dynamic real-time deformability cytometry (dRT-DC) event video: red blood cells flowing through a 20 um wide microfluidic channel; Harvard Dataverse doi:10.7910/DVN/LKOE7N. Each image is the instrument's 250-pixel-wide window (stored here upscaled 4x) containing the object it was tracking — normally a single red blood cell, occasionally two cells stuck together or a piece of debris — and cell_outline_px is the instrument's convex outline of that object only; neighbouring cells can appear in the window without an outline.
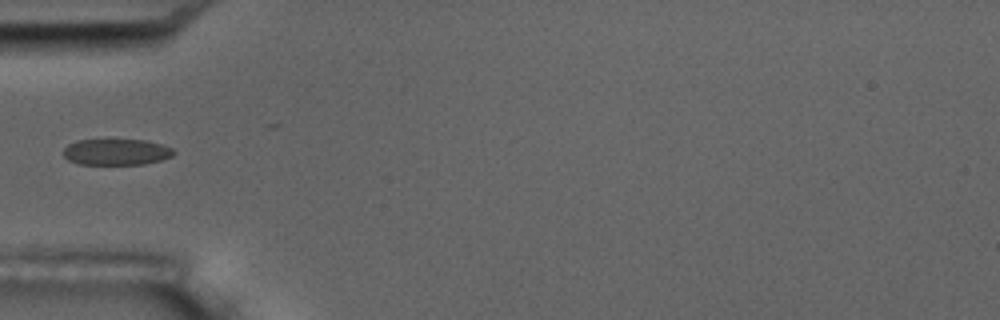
{"species": "common noctule bat (a hibernating species)", "species_latin": "Nyctalus noctula", "temperature_condition": "room temperature", "stored_images_in_passage": 5, "camera_frame_rate_fps": 3000, "um_per_image_px": 0.085, "animal": {"sex": "male", "body_mass_g": 17.5, "forearm_length_mm": 52.3}, "frame": {"image": 1, "passage_image": 5, "time_ms": 4.667, "image_size_px": [1000, 320], "cell_outline_px": [[176, 152], [172, 156], [160, 160], [144, 164], [80, 164], [68, 160], [64, 156], [64, 148], [68, 144], [76, 140], [144, 140], [160, 144], [172, 148]], "centroid_in_image_um": [9.88, 12.92], "position_along_channel_um": 75.1, "area_um2": 16.7}}